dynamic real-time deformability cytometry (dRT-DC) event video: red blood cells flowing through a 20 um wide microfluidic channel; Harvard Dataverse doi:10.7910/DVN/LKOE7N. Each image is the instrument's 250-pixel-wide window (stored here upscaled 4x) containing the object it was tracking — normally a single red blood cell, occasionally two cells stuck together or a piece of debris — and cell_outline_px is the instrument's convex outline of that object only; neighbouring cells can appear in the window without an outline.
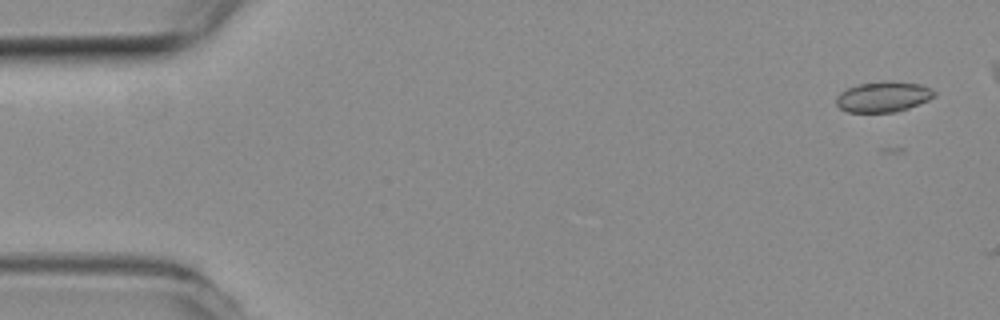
{"species": "common noctule bat (a hibernating species)", "species_latin": "Nyctalus noctula", "temperature_condition": "room temperature", "stored_images_in_passage": 8, "camera_frame_rate_fps": 3000, "um_per_image_px": 0.085, "animal": {"sex": "female", "body_mass_g": 19.3, "forearm_length_mm": 54.1}, "frame": {"image": 1, "passage_image": 1, "time_ms": 0.0, "image_size_px": [1000, 320], "cell_outline_px": [[936, 96], [928, 100], [908, 108], [896, 112], [848, 112], [840, 108], [836, 104], [836, 96], [840, 92], [856, 84], [884, 80], [888, 80], [920, 84], [932, 88], [936, 92]], "centroid_in_image_um": [75.08, 8.21], "position_along_channel_um": 9.9, "area_um2": 17.69}}